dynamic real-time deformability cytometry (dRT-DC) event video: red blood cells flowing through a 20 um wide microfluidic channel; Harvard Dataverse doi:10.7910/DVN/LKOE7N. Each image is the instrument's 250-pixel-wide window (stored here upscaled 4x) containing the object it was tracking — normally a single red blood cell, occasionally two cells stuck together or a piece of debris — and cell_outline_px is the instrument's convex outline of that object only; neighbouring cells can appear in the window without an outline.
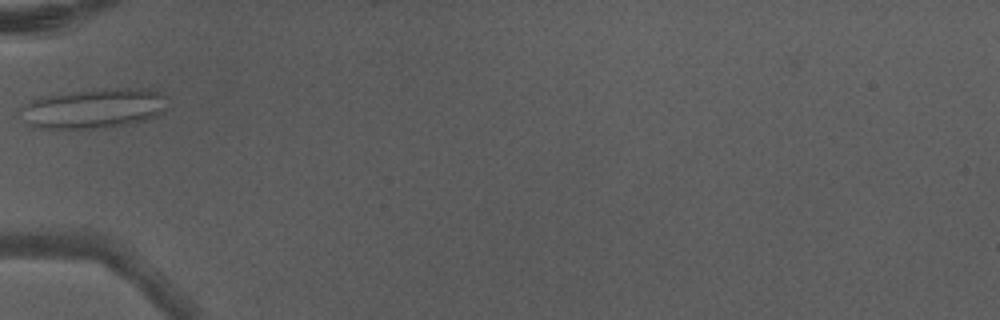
{"species": "Egyptian fruit bat (a non-hibernating species)", "species_latin": "Rousettus aegyptiacus", "temperature_condition": "warm", "stored_images_in_passage": 3, "camera_frame_rate_fps": 3000, "um_per_image_px": 0.085, "animal": {"sex": "male"}, "frame": {"image": 1, "passage_image": 3, "time_ms": 0.667, "image_size_px": [1000, 320], "cell_outline_px": [[168, 96], [164, 112], [156, 116], [144, 120], [128, 124], [104, 128], [32, 128], [20, 120], [20, 108], [32, 100], [44, 96], [72, 92], [112, 88], [148, 88], [160, 92]], "centroid_in_image_um": [7.97, 9.22], "position_along_channel_um": 77.0, "area_um2": 34.45}}